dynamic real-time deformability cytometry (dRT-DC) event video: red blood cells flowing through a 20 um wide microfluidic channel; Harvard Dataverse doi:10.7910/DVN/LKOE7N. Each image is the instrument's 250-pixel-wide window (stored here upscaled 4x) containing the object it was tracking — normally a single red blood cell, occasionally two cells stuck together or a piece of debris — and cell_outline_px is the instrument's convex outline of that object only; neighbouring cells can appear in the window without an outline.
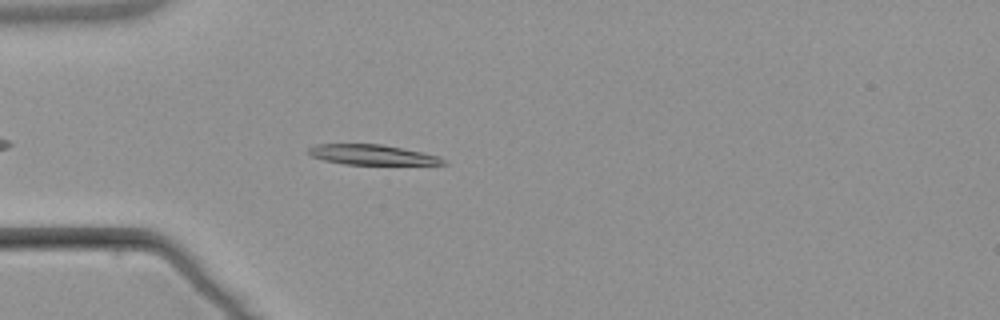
{"species": "common noctule bat (a hibernating species)", "species_latin": "Nyctalus noctula", "temperature_condition": "warm", "stored_images_in_passage": 5, "camera_frame_rate_fps": 3000, "um_per_image_px": 0.085, "animal": {"sex": "male", "body_mass_g": 21.5, "forearm_length_mm": 52.0}, "frame": {"image": 1, "passage_image": 5, "time_ms": 4.667, "image_size_px": [1000, 320], "cell_outline_px": [[448, 164], [344, 164], [324, 160], [312, 156], [308, 152], [308, 148], [316, 144], [380, 144], [424, 152], [440, 156]], "centroid_in_image_um": [31.63, 13.15], "position_along_channel_um": 53.4, "area_um2": 15.66}}